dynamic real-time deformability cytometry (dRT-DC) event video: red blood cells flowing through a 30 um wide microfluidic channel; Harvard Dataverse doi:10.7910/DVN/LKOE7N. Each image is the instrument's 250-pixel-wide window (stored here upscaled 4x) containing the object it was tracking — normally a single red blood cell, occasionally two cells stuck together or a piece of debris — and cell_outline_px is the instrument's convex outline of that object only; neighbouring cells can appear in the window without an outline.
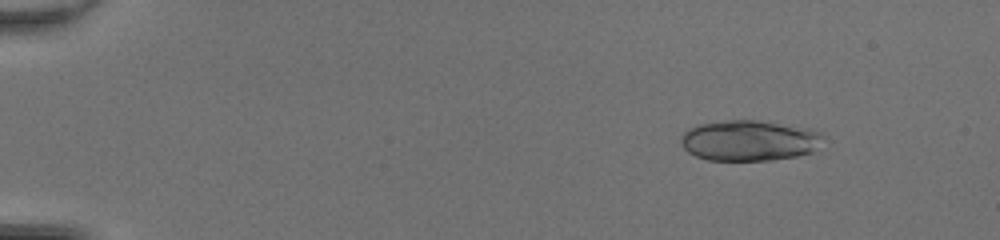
{"species": "common noctule bat (a hibernating species)", "species_latin": "Nyctalus noctula", "temperature_condition": "room temperature", "stored_images_in_passage": 49, "camera_frame_rate_fps": 3000, "um_per_image_px": 0.085, "animal": {"sex": "female", "body_mass_g": 20.0, "forearm_length_mm": 54.0}, "frame": {"image": 1, "passage_image": 7, "time_ms": 2.0, "image_size_px": [1000, 240], "cell_outline_px": [[824, 136], [812, 152], [796, 156], [772, 160], [708, 160], [696, 156], [688, 152], [680, 144], [680, 136], [688, 128], [696, 124], [728, 120], [760, 120], [808, 128], [820, 132]], "centroid_in_image_um": [63.64, 11.93], "position_along_channel_um": 21.4, "area_um2": 33.81}}
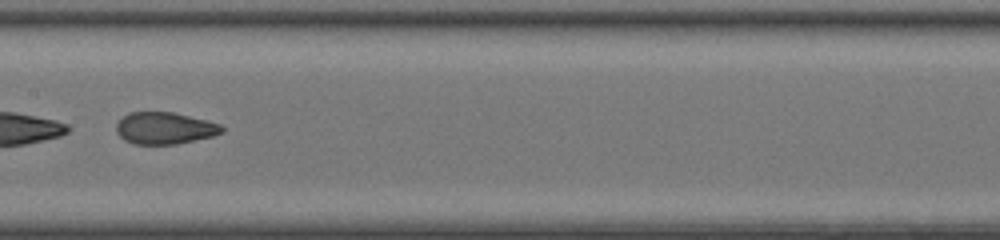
{"frame": {"image": 2, "passage_image": 28, "time_ms": 9.0, "image_size_px": [1000, 240], "cell_outline_px": [[224, 132], [212, 136], [176, 144], [132, 144], [124, 140], [116, 132], [116, 124], [128, 112], [172, 112], [220, 124], [224, 128]], "centroid_in_image_um": [13.97, 10.9], "position_along_channel_um": 193.4, "area_um2": 19.48}}